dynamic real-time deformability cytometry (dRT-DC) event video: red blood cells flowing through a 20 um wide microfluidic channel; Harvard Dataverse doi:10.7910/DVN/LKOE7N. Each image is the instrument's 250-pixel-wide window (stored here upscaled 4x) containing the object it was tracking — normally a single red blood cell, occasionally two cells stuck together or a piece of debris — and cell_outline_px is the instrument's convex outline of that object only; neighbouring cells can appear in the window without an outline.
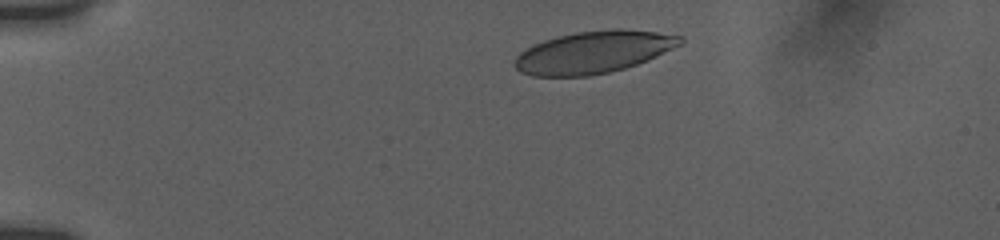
{"species": "human", "species_latin": "Homo sapiens", "temperature_condition": "room temperature", "stored_images_in_passage": 20, "camera_frame_rate_fps": 3000, "um_per_image_px": 0.085, "donor": {"sex": "female"}, "frame": {"image": 1, "passage_image": 1, "time_ms": 0.0, "image_size_px": [1000, 240], "cell_outline_px": [[684, 40], [680, 44], [656, 56], [636, 64], [624, 68], [608, 72], [588, 76], [532, 76], [520, 72], [512, 64], [516, 56], [520, 52], [544, 40], [576, 32], [616, 28], [620, 28], [656, 32], [684, 36]], "centroid_in_image_um": [50.43, 4.43], "position_along_channel_um": 34.6, "area_um2": 40.4}}
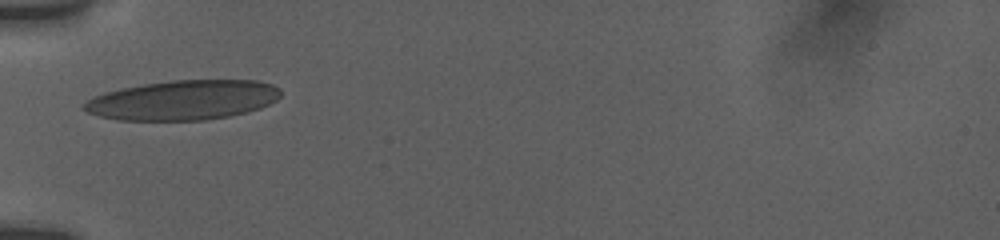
{"frame": {"image": 2, "passage_image": 12, "time_ms": 2.667, "image_size_px": [1000, 240], "cell_outline_px": [[280, 96], [276, 100], [260, 108], [248, 112], [228, 116], [204, 120], [116, 120], [100, 116], [88, 112], [80, 108], [92, 96], [104, 92], [120, 88], [144, 84], [172, 80], [260, 80], [272, 84], [280, 88]], "centroid_in_image_um": [15.55, 8.5], "position_along_channel_um": 69.4, "area_um2": 45.66}}
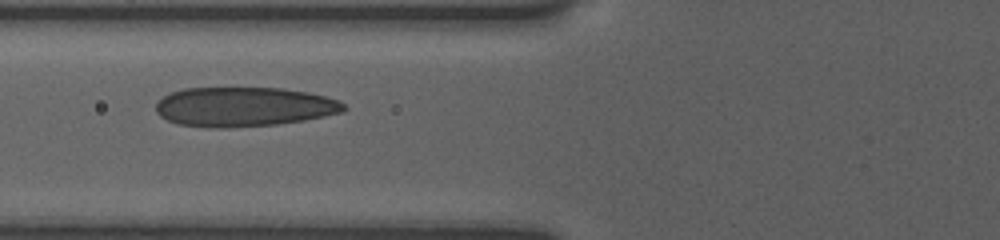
{"frame": {"image": 3, "passage_image": 19, "time_ms": 3.667, "image_size_px": [1000, 240], "cell_outline_px": [[348, 108], [344, 112], [304, 120], [276, 124], [224, 128], [216, 128], [176, 124], [160, 116], [156, 112], [156, 104], [164, 96], [172, 92], [184, 88], [280, 88], [308, 92], [340, 100]], "centroid_in_image_um": [20.75, 9.08], "position_along_channel_um": 105.1, "area_um2": 43.23}}